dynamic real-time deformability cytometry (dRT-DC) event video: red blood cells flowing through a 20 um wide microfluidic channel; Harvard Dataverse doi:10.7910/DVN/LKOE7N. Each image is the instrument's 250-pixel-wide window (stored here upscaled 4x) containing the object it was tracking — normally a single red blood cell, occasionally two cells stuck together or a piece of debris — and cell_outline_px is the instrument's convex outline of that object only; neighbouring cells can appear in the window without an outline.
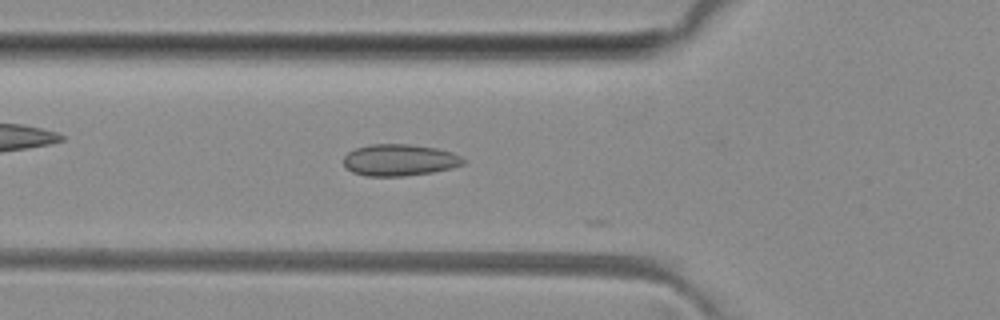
{"species": "common noctule bat (a hibernating species)", "species_latin": "Nyctalus noctula", "temperature_condition": "room temperature", "stored_images_in_passage": 13, "camera_frame_rate_fps": 3000, "um_per_image_px": 0.085, "animal": {"sex": "female", "body_mass_g": 29.2, "forearm_length_mm": 56.3}, "frame": {"image": 1, "passage_image": 12, "time_ms": 3.667, "image_size_px": [1000, 320], "cell_outline_px": [[468, 160], [464, 164], [452, 168], [432, 172], [404, 176], [364, 176], [352, 172], [344, 164], [344, 156], [348, 152], [356, 148], [372, 144], [408, 144], [436, 148], [452, 152]], "centroid_in_image_um": [33.98, 13.61], "position_along_channel_um": 91.8, "area_um2": 22.14}}